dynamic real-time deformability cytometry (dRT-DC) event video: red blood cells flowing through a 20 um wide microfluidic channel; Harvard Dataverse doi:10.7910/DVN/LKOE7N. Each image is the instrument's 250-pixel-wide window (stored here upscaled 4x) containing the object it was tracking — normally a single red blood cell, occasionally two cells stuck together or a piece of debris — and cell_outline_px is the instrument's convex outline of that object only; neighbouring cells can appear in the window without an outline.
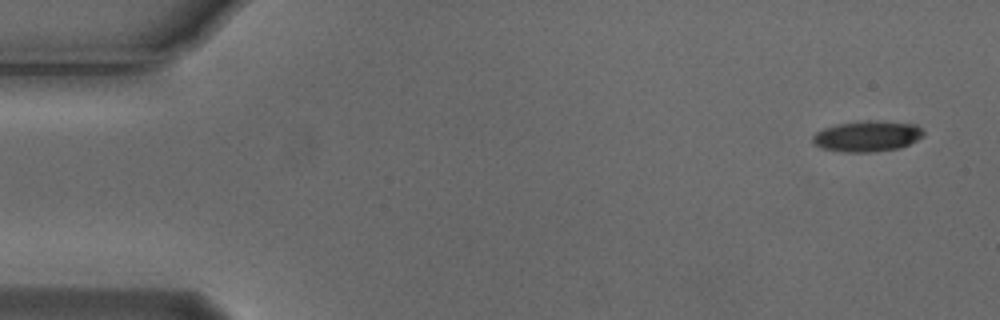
{"species": "Egyptian fruit bat (a non-hibernating species)", "species_latin": "Rousettus aegyptiacus", "temperature_condition": "cold", "stored_images_in_passage": 5, "camera_frame_rate_fps": 3000, "um_per_image_px": 0.085, "animal": {"sex": "male"}, "frame": {"image": 1, "passage_image": 1, "time_ms": 0.0, "image_size_px": [1000, 320], "cell_outline_px": [[924, 136], [900, 148], [872, 152], [844, 152], [820, 148], [812, 144], [812, 136], [816, 132], [824, 128], [836, 124], [916, 124], [924, 132]], "centroid_in_image_um": [73.64, 11.65], "position_along_channel_um": 11.4, "area_um2": 18.79}}
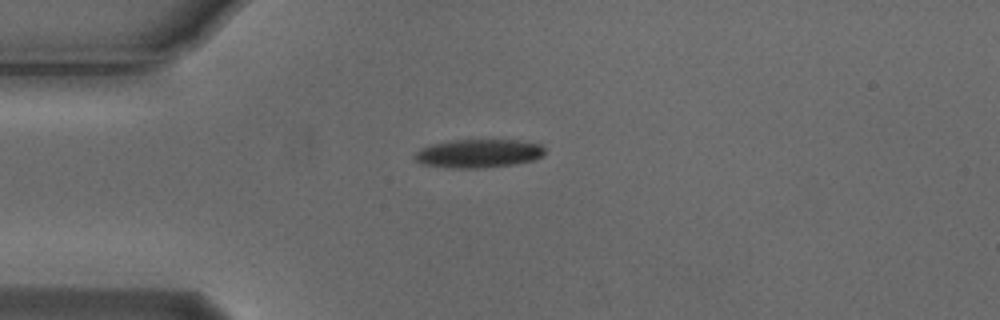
{"frame": {"image": 2, "passage_image": 4, "time_ms": 1.0, "image_size_px": [1000, 320], "cell_outline_px": [[544, 156], [536, 160], [516, 164], [484, 168], [444, 168], [420, 164], [416, 160], [416, 152], [432, 144], [452, 140], [516, 140], [540, 144], [544, 148]], "centroid_in_image_um": [40.71, 13.06], "position_along_channel_um": 44.3, "area_um2": 21.73}}
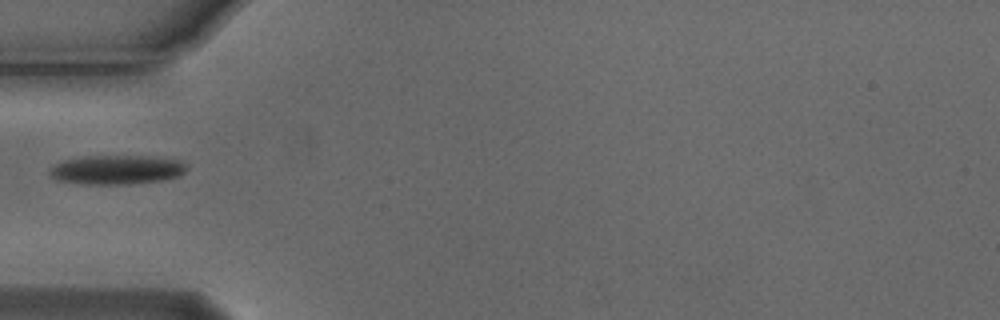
{"frame": {"image": 3, "passage_image": 5, "time_ms": 1.333, "image_size_px": [1000, 320], "cell_outline_px": [[188, 168], [180, 176], [164, 180], [132, 184], [84, 184], [56, 180], [48, 172], [52, 164], [64, 160], [84, 156], [156, 156], [180, 160], [188, 164]], "centroid_in_image_um": [9.95, 14.42], "position_along_channel_um": 75.0, "area_um2": 23.76}}